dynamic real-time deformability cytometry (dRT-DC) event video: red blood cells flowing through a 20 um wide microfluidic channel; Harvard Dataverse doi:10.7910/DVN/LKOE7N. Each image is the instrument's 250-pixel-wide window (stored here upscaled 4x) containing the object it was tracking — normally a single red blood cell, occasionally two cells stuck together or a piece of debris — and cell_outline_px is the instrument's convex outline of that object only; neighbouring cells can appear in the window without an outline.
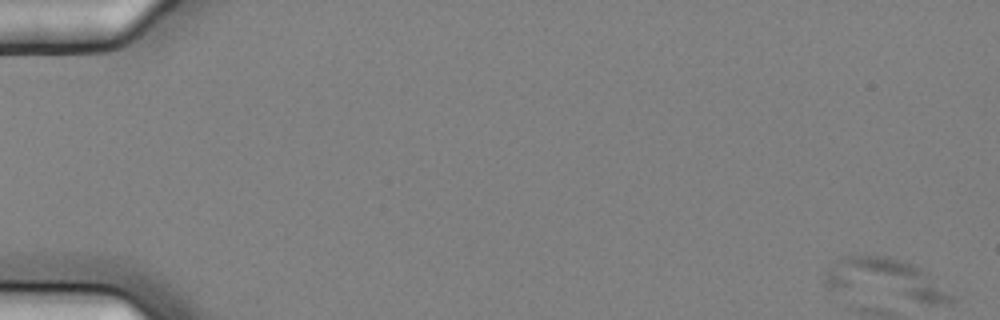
{"species": "common noctule bat (a hibernating species)", "species_latin": "Nyctalus noctula", "temperature_condition": "cold", "stored_images_in_passage": 12, "camera_frame_rate_fps": 3000, "um_per_image_px": 0.085, "animal": {"sex": "female", "body_mass_g": 25.1}, "frame": {"image": 1, "passage_image": 1, "time_ms": 0.0, "image_size_px": [1000, 320], "cell_outline_px": [[956, 300], [944, 304], [928, 304], [828, 288], [824, 284], [824, 272], [836, 260], [844, 256], [888, 256], [912, 264], [920, 268], [952, 296]], "centroid_in_image_um": [75.22, 23.76], "position_along_channel_um": 9.8, "area_um2": 29.82}}
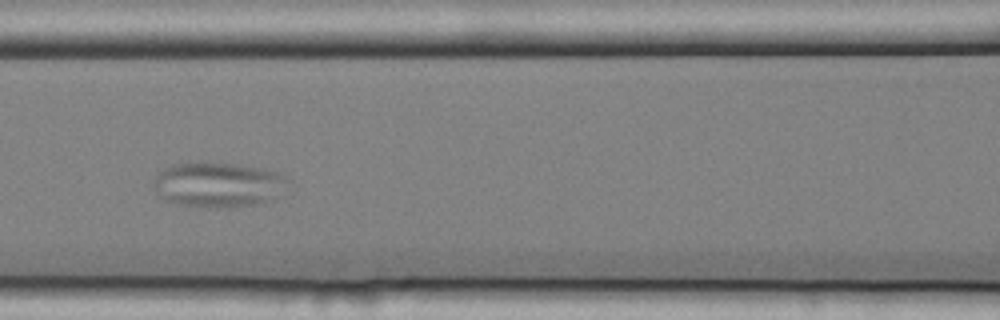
{"frame": {"image": 2, "passage_image": 5, "time_ms": 1.333, "image_size_px": [1000, 320], "cell_outline_px": [[288, 180], [272, 200], [264, 204], [224, 208], [216, 208], [176, 204], [164, 200], [152, 184], [152, 180], [164, 168], [172, 164], [232, 164], [264, 168], [276, 172], [284, 176]], "centroid_in_image_um": [18.52, 15.73], "position_along_channel_um": 148.1, "area_um2": 34.8}}
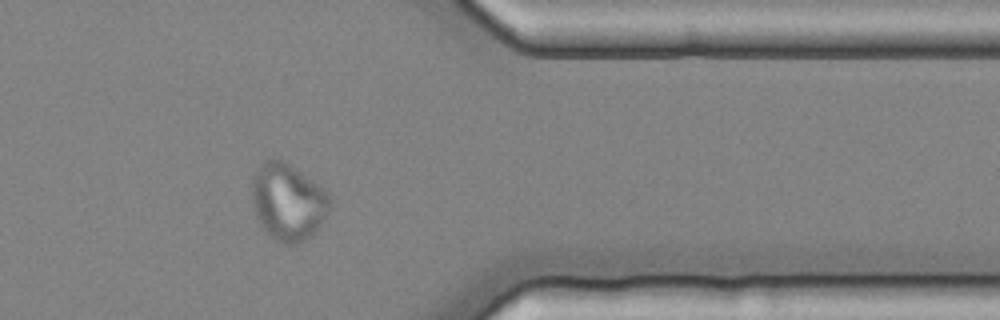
{"frame": {"image": 3, "passage_image": 11, "time_ms": 3.333, "image_size_px": [1000, 320], "cell_outline_px": [[332, 208], [312, 236], [292, 244], [288, 244], [276, 240], [260, 224], [256, 216], [252, 200], [252, 176], [260, 164], [264, 160], [284, 160], [320, 184], [328, 192], [332, 200]], "centroid_in_image_um": [24.51, 17.13], "position_along_channel_um": 386.9, "area_um2": 35.08}}